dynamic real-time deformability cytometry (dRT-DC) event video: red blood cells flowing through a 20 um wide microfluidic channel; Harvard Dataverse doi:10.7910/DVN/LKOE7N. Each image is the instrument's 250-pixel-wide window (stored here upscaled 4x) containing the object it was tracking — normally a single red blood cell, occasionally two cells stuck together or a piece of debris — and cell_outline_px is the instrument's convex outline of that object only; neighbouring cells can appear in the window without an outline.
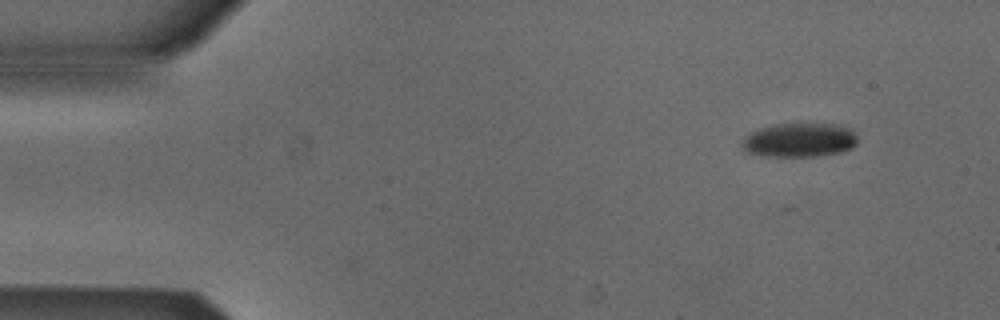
{"species": "Egyptian fruit bat (a non-hibernating species)", "species_latin": "Rousettus aegyptiacus", "temperature_condition": "cold", "stored_images_in_passage": 49, "camera_frame_rate_fps": 3000, "um_per_image_px": 0.085, "animal": {"sex": "male"}, "frame": {"image": 1, "passage_image": 1, "time_ms": 0.0, "image_size_px": [1000, 320], "cell_outline_px": [[856, 144], [852, 148], [840, 152], [816, 156], [760, 156], [748, 152], [740, 144], [744, 136], [748, 132], [772, 124], [840, 124], [848, 128], [856, 136]], "centroid_in_image_um": [67.9, 11.9], "position_along_channel_um": 17.1, "area_um2": 23.0}}
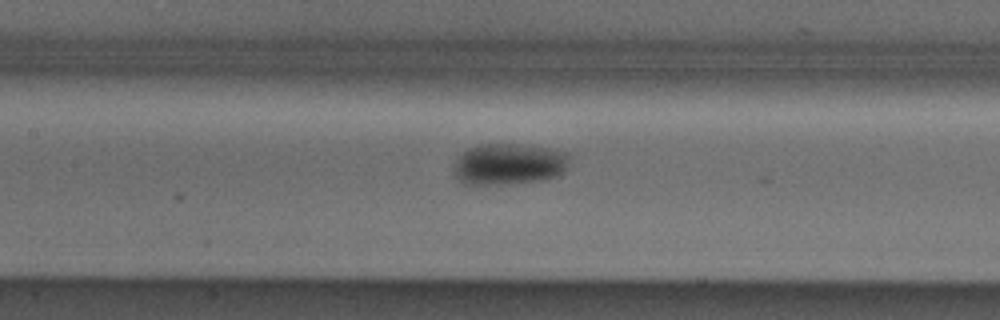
{"frame": {"image": 2, "passage_image": 20, "time_ms": 6.333, "image_size_px": [1000, 320], "cell_outline_px": [[568, 160], [564, 172], [560, 176], [544, 180], [508, 184], [464, 184], [456, 176], [452, 168], [456, 160], [468, 148], [480, 144], [516, 144], [548, 148], [568, 152]], "centroid_in_image_um": [43.27, 13.95], "position_along_channel_um": 164.1, "area_um2": 27.98}}
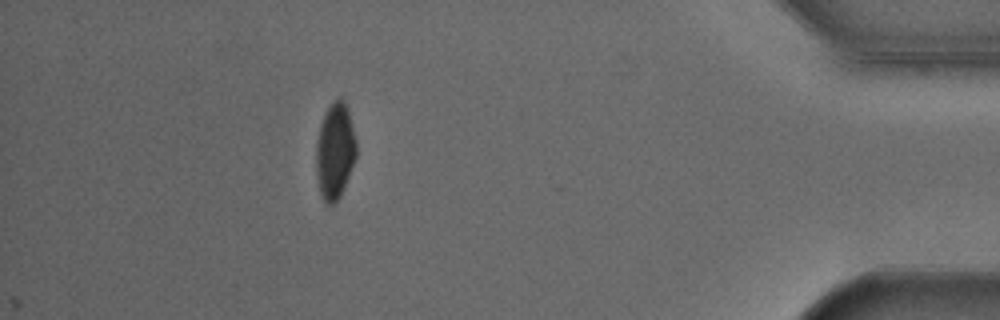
{"frame": {"image": 3, "passage_image": 43, "time_ms": 14.0, "image_size_px": [1000, 320], "cell_outline_px": [[356, 156], [344, 188], [336, 204], [324, 204], [320, 192], [316, 176], [316, 144], [320, 124], [324, 112], [340, 96], [344, 100], [348, 108], [356, 140]], "centroid_in_image_um": [28.46, 12.86], "position_along_channel_um": 406.7, "area_um2": 22.66}, "authors_computed_cell_mechanics": {"area_um2": 24.9118, "velocity_mm_per_s": 3.8766, "shape_relaxation_time_tau1_ms": 6.0185, "shape_relaxation_time_tau2_ms": null, "deformation_change_tau1": 0.1338, "deformation_change_tau2": null}}